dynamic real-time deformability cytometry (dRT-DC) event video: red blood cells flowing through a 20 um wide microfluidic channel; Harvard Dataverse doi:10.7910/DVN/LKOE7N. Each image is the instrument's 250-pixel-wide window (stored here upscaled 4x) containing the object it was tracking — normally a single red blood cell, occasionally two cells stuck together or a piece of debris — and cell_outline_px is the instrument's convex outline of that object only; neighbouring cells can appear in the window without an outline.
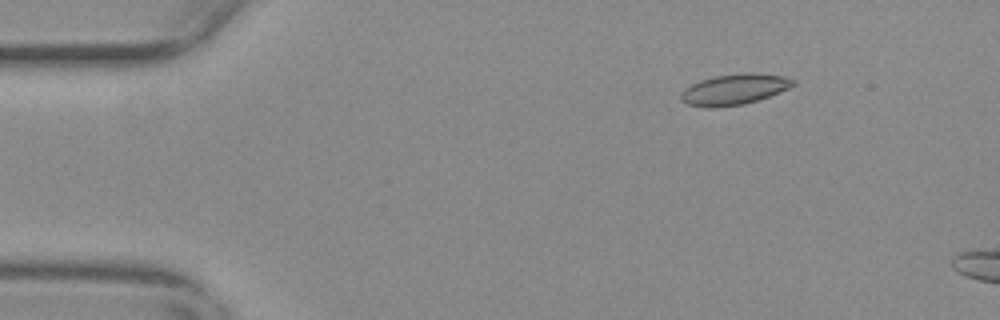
{"species": "common noctule bat (a hibernating species)", "species_latin": "Nyctalus noctula", "temperature_condition": "warm", "stored_images_in_passage": 53, "camera_frame_rate_fps": 3000, "um_per_image_px": 0.085, "animal": {"sex": "female", "body_mass_g": 29.2, "forearm_length_mm": 56.3}, "frame": {"image": 1, "passage_image": 8, "time_ms": 2.333, "image_size_px": [1000, 320], "cell_outline_px": [[796, 84], [788, 88], [768, 96], [744, 104], [712, 108], [688, 104], [680, 100], [680, 92], [684, 88], [700, 80], [712, 76], [740, 72], [756, 72], [784, 76], [796, 80]], "centroid_in_image_um": [62.4, 7.57], "position_along_channel_um": 22.6, "area_um2": 20.29}}
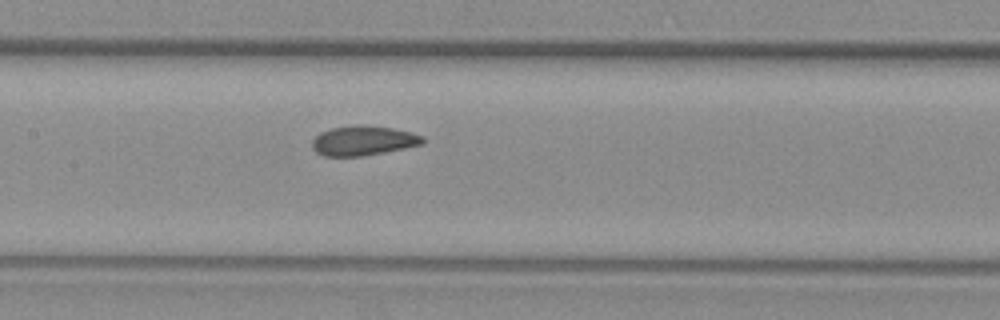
{"frame": {"image": 2, "passage_image": 27, "time_ms": 8.667, "image_size_px": [1000, 320], "cell_outline_px": [[424, 144], [384, 152], [360, 156], [324, 156], [316, 152], [312, 148], [312, 140], [320, 132], [332, 128], [356, 124], [364, 124], [392, 128], [412, 132], [424, 136]], "centroid_in_image_um": [30.88, 11.94], "position_along_channel_um": 176.5, "area_um2": 19.25}}
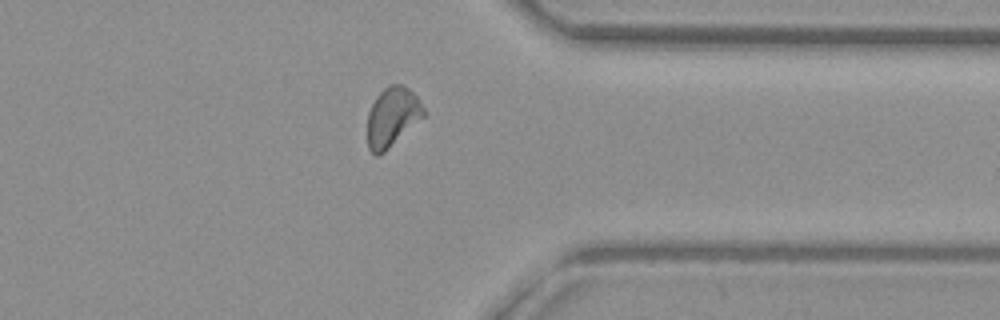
{"frame": {"image": 3, "passage_image": 44, "time_ms": 14.333, "image_size_px": [1000, 320], "cell_outline_px": [[424, 116], [380, 156], [376, 156], [368, 148], [368, 112], [376, 96], [388, 84], [404, 84], [416, 96], [424, 108]], "centroid_in_image_um": [33.33, 9.93], "position_along_channel_um": 378.1, "area_um2": 19.31}}